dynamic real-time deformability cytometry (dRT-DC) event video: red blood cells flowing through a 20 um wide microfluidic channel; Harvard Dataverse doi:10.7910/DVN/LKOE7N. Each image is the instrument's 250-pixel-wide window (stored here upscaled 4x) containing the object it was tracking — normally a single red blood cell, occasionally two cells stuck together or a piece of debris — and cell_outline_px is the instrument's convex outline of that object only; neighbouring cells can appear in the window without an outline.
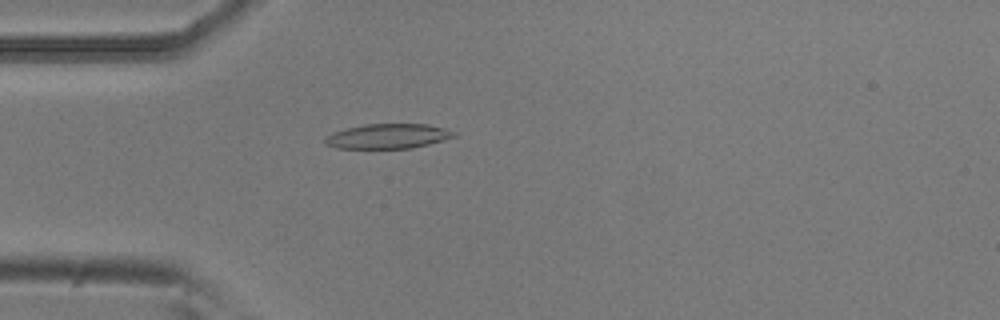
{"species": "common noctule bat (a hibernating species)", "species_latin": "Nyctalus noctula", "temperature_condition": "room temperature", "stored_images_in_passage": 48, "camera_frame_rate_fps": 3000, "um_per_image_px": 0.085, "animal": {"sex": "male", "body_mass_g": 20.5, "forearm_length_mm": 52.5}, "frame": {"image": 1, "passage_image": 10, "time_ms": 3.0, "image_size_px": [1000, 320], "cell_outline_px": [[456, 136], [444, 140], [412, 148], [336, 148], [324, 144], [324, 140], [332, 132], [364, 124], [428, 124], [444, 128], [456, 132]], "centroid_in_image_um": [32.98, 11.57], "position_along_channel_um": 52.0, "area_um2": 18.55}}
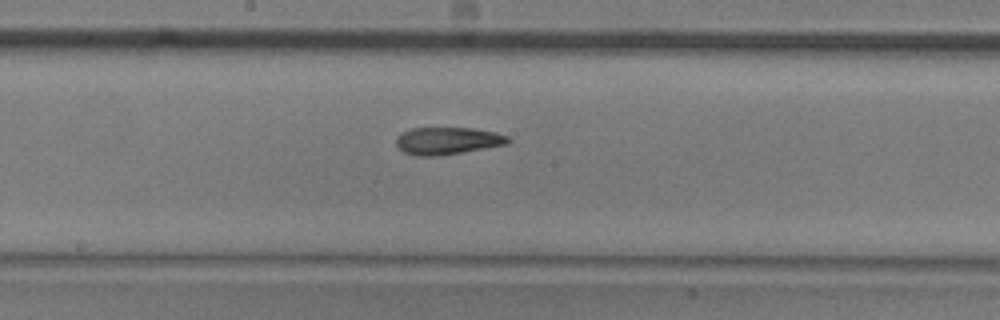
{"frame": {"image": 2, "passage_image": 23, "time_ms": 7.333, "image_size_px": [1000, 320], "cell_outline_px": [[512, 140], [508, 144], [436, 156], [416, 156], [404, 152], [396, 144], [396, 136], [400, 132], [412, 128], [472, 128], [496, 132], [508, 136]], "centroid_in_image_um": [38.03, 11.96], "position_along_channel_um": 210.2, "area_um2": 17.8}}
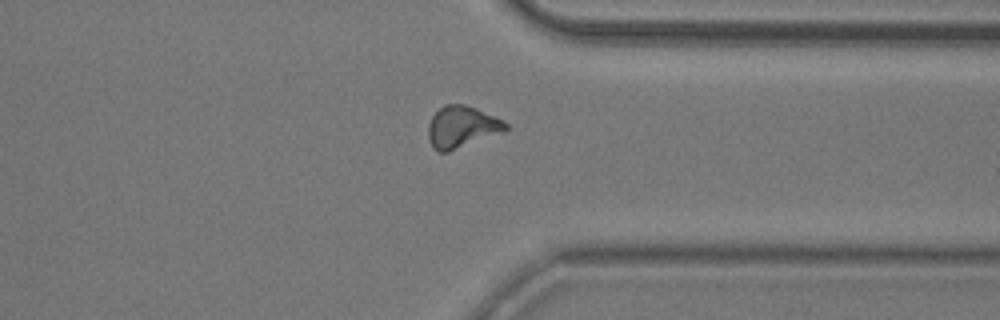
{"frame": {"image": 3, "passage_image": 36, "time_ms": 11.667, "image_size_px": [1000, 320], "cell_outline_px": [[508, 128], [504, 132], [448, 152], [440, 152], [432, 148], [428, 140], [428, 124], [432, 116], [444, 104], [464, 104], [476, 108], [508, 124]], "centroid_in_image_um": [39.22, 10.81], "position_along_channel_um": 372.2, "area_um2": 18.79}, "authors_computed_cell_mechanics": {"area_um2": 18.1781, "velocity_mm_per_s": 3.7994, "shape_relaxation_time_tau1_ms": 8.2408, "shape_relaxation_time_tau2_ms": 6.2829, "deformation_change_tau1": 0.1997, "deformation_change_tau2": 0.1463}}